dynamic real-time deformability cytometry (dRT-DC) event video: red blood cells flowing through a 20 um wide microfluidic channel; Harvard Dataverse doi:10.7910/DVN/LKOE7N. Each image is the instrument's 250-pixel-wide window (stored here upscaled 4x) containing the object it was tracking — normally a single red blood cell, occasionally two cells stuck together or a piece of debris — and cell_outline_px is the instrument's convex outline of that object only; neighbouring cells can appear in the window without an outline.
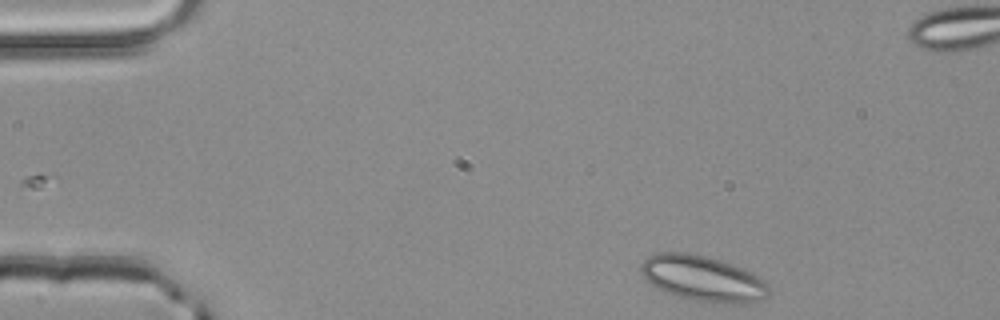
{"species": "common noctule bat (a hibernating species)", "species_latin": "Nyctalus noctula", "temperature_condition": "room temperature", "stored_images_in_passage": 46, "segment_of_instrument_passage": [1, 2], "camera_frame_rate_fps": 3000, "um_per_image_px": 0.085, "animal": {"sex": "male", "body_mass_g": 20.4}, "frame": {"image": 1, "passage_image": 1, "time_ms": 0.0, "image_size_px": [1000, 320], "cell_outline_px": [[772, 292], [768, 296], [756, 300], [740, 304], [724, 304], [692, 300], [676, 296], [644, 280], [640, 272], [640, 264], [648, 256], [656, 252], [688, 252], [708, 256], [732, 264], [752, 272], [760, 276], [764, 280]], "centroid_in_image_um": [59.74, 23.66], "position_along_channel_um": 25.3, "area_um2": 34.33}}
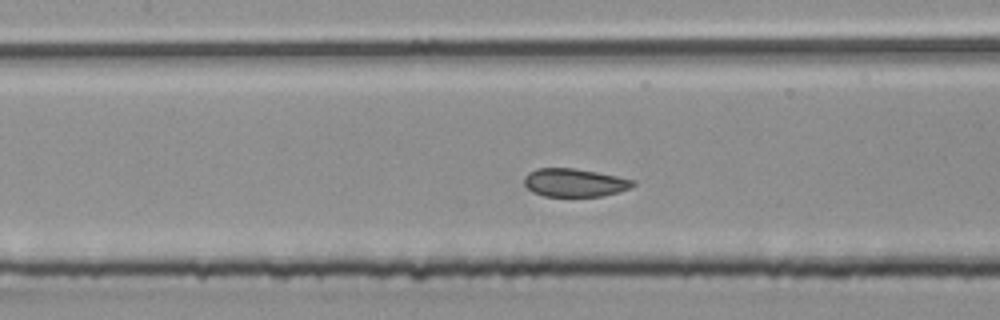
{"frame": {"image": 2, "passage_image": 17, "time_ms": 5.333, "image_size_px": [1000, 320], "cell_outline_px": [[636, 184], [632, 188], [604, 196], [544, 196], [532, 192], [524, 184], [524, 176], [528, 172], [536, 168], [576, 168], [636, 180]], "centroid_in_image_um": [48.84, 15.52], "position_along_channel_um": 158.6, "area_um2": 18.03}}
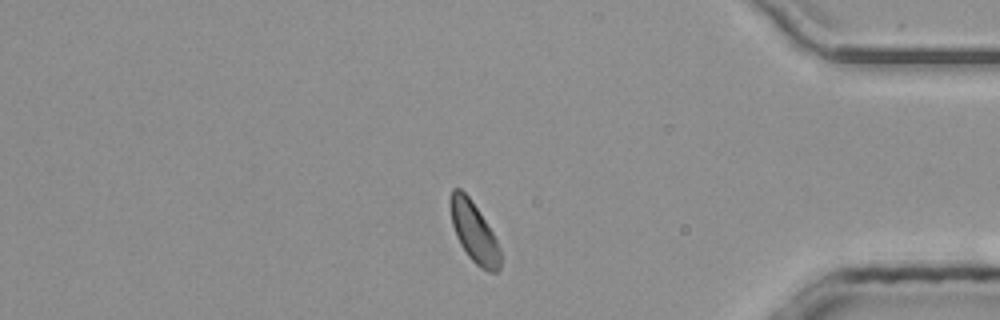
{"frame": {"image": 3, "passage_image": 37, "time_ms": 12.0, "image_size_px": [1000, 320], "cell_outline_px": [[500, 268], [496, 272], [488, 272], [480, 268], [468, 256], [460, 244], [456, 236], [452, 224], [448, 204], [448, 200], [452, 188], [460, 188], [468, 196], [492, 232], [500, 248]], "centroid_in_image_um": [40.25, 19.73], "position_along_channel_um": 395.0, "area_um2": 17.51}}